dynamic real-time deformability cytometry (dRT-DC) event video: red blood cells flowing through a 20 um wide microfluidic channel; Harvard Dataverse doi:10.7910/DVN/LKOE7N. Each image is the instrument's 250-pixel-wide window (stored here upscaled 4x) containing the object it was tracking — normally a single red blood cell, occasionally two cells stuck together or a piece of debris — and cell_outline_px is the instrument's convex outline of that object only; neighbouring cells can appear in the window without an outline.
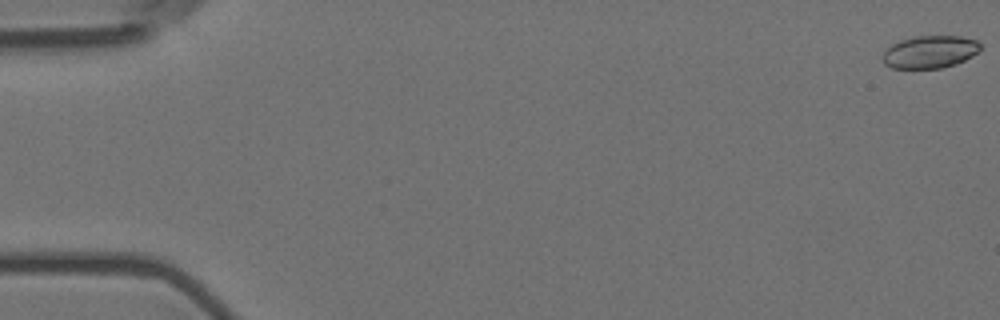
{"species": "Egyptian fruit bat (a non-hibernating species)", "species_latin": "Rousettus aegyptiacus", "temperature_condition": "room temperature", "stored_images_in_passage": 58, "camera_frame_rate_fps": 3000, "um_per_image_px": 0.085, "animal": {"sex": "female"}, "frame": {"image": 1, "passage_image": 1, "time_ms": 0.0, "image_size_px": [1000, 320], "cell_outline_px": [[980, 48], [972, 56], [956, 64], [940, 68], [892, 68], [884, 64], [880, 56], [892, 44], [900, 40], [916, 36], [960, 36], [976, 40], [980, 44]], "centroid_in_image_um": [79.01, 4.41], "position_along_channel_um": 6.0, "area_um2": 18.5}}
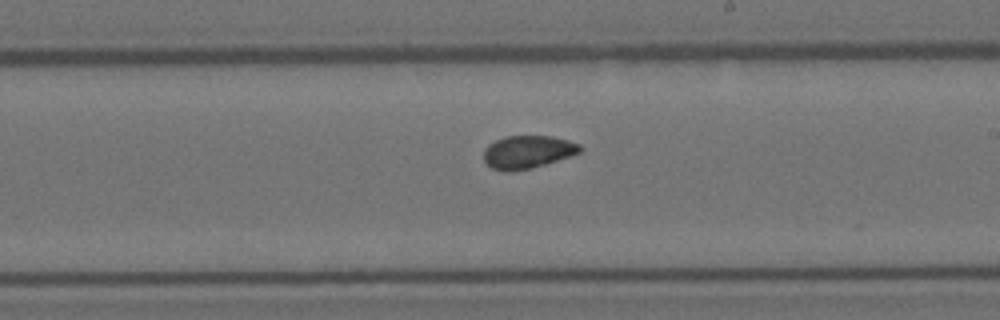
{"frame": {"image": 2, "passage_image": 34, "time_ms": 11.0, "image_size_px": [1000, 320], "cell_outline_px": [[584, 148], [580, 152], [532, 168], [512, 172], [504, 172], [492, 168], [484, 160], [484, 148], [488, 144], [504, 136], [552, 136], [568, 140], [580, 144]], "centroid_in_image_um": [44.83, 12.91], "position_along_channel_um": 244.2, "area_um2": 18.5}}
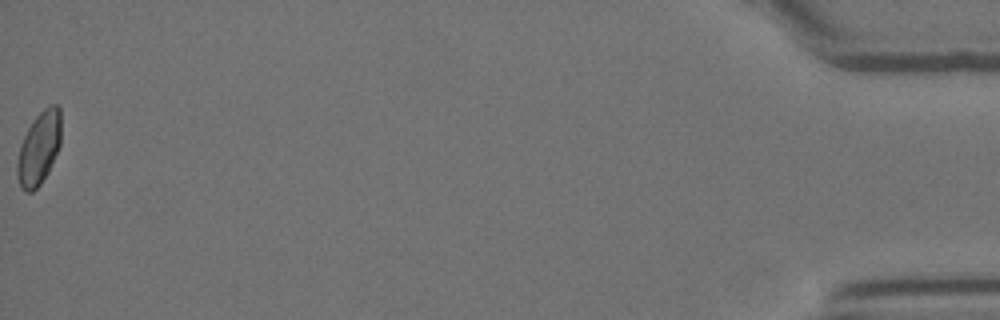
{"frame": {"image": 3, "passage_image": 58, "time_ms": 19.0, "image_size_px": [1000, 320], "cell_outline_px": [[60, 144], [48, 172], [40, 184], [32, 192], [24, 192], [20, 188], [16, 172], [16, 164], [20, 144], [32, 120], [48, 104], [56, 104], [60, 108]], "centroid_in_image_um": [3.29, 12.6], "position_along_channel_um": 431.9, "area_um2": 18.73}, "authors_computed_cell_mechanics": {"area_um2": 18.7272, "velocity_mm_per_s": 3.579, "shape_relaxation_time_tau1_ms": null, "shape_relaxation_time_tau2_ms": 1.538, "deformation_change_tau1": null, "deformation_change_tau2": 0.0502}}